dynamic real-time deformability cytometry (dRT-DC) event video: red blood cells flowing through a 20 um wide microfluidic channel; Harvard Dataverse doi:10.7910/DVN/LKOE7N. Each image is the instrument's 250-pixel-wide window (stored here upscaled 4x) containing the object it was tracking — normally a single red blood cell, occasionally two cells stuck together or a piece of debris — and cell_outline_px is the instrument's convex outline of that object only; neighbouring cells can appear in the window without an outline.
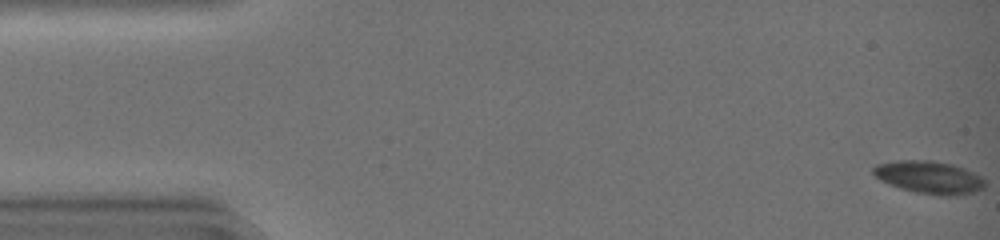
{"species": "common noctule bat (a hibernating species)", "species_latin": "Nyctalus noctula", "temperature_condition": "warm", "stored_images_in_passage": 48, "camera_frame_rate_fps": 3000, "um_per_image_px": 0.085, "animal": {"sex": "female", "body_mass_g": 19.0, "forearm_length_mm": 51.5}, "frame": {"image": 1, "passage_image": 1, "time_ms": 0.0, "image_size_px": [1000, 240], "cell_outline_px": [[984, 184], [980, 188], [968, 192], [924, 192], [904, 188], [892, 184], [876, 176], [872, 172], [880, 164], [900, 160], [932, 160], [952, 164], [976, 176]], "centroid_in_image_um": [78.87, 14.99], "position_along_channel_um": 6.1, "area_um2": 18.9}}
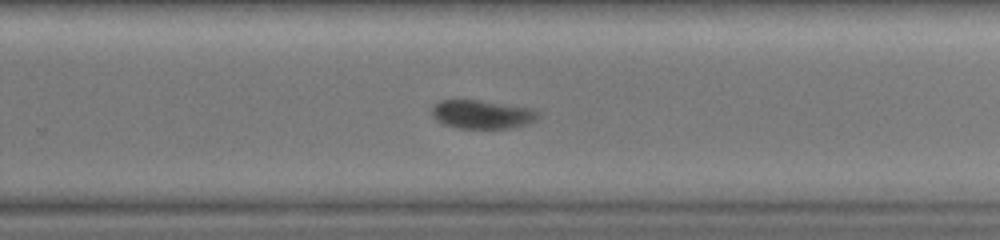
{"frame": {"image": 2, "passage_image": 32, "time_ms": 10.333, "image_size_px": [1000, 240], "cell_outline_px": [[540, 116], [536, 120], [528, 124], [512, 128], [460, 128], [444, 124], [436, 120], [432, 116], [432, 108], [440, 100], [480, 100], [532, 108], [540, 112]], "centroid_in_image_um": [41.02, 9.72], "position_along_channel_um": 288.8, "area_um2": 17.8}}
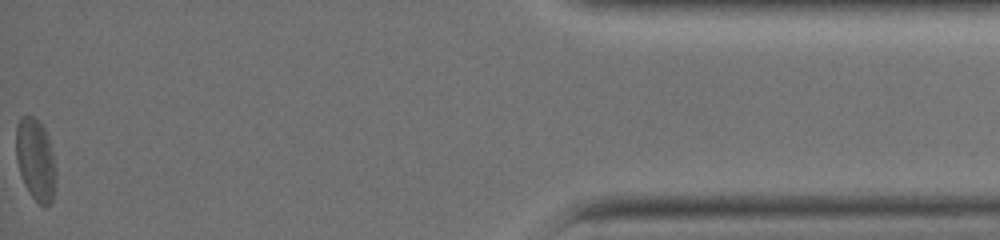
{"frame": {"image": 3, "passage_image": 48, "time_ms": 15.667, "image_size_px": [1000, 240], "cell_outline_px": [[56, 180], [52, 200], [48, 208], [44, 208], [28, 192], [24, 184], [16, 160], [16, 124], [24, 116], [32, 116], [40, 120], [44, 128], [52, 152], [56, 168]], "centroid_in_image_um": [3.03, 13.6], "position_along_channel_um": 432.2, "area_um2": 19.13}, "authors_computed_cell_mechanics": {"area_um2": 18.5249, "velocity_mm_per_s": 4.1142, "shape_relaxation_time_tau1_ms": 2.0826, "shape_relaxation_time_tau2_ms": 5.746, "deformation_change_tau1": 0.0942, "deformation_change_tau2": 0.0616}}